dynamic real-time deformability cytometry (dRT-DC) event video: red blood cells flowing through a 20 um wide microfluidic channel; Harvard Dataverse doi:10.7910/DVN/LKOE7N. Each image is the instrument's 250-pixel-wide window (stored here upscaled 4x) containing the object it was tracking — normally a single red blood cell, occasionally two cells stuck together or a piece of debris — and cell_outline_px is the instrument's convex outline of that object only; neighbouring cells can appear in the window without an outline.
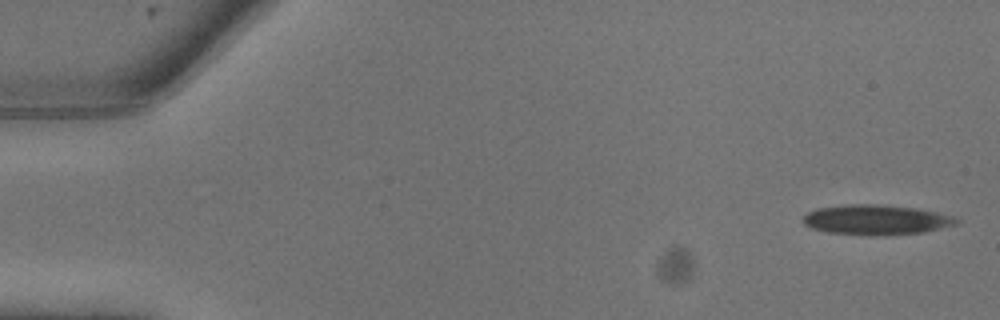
{"species": "common noctule bat (a hibernating species)", "species_latin": "Nyctalus noctula", "temperature_condition": "warm", "stored_images_in_passage": 10, "camera_frame_rate_fps": 3000, "um_per_image_px": 0.085, "animal": {"sex": "male", "body_mass_g": 13.3}, "frame": {"image": 1, "passage_image": 1, "time_ms": 0.0, "image_size_px": [1000, 320], "cell_outline_px": [[960, 224], [924, 232], [884, 236], [872, 236], [828, 232], [812, 228], [804, 224], [800, 220], [808, 212], [816, 208], [848, 204], [880, 204], [916, 208], [936, 212], [952, 216], [960, 220]], "centroid_in_image_um": [74.48, 18.69], "position_along_channel_um": 10.5, "area_um2": 27.17}}
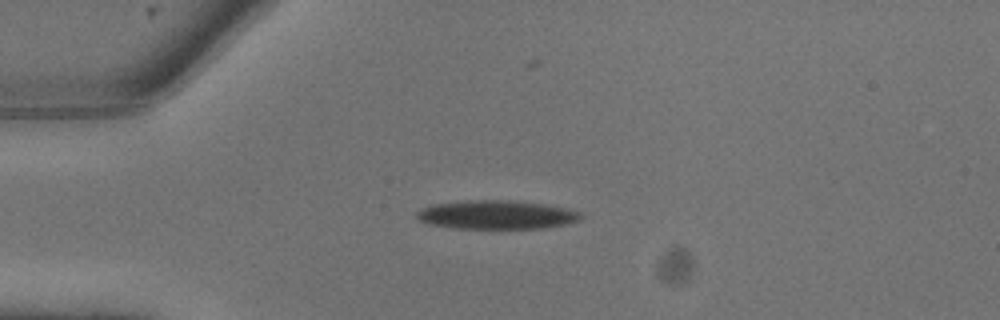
{"frame": {"image": 2, "passage_image": 6, "time_ms": 1.667, "image_size_px": [1000, 320], "cell_outline_px": [[584, 216], [580, 220], [568, 224], [544, 228], [452, 228], [428, 224], [420, 220], [416, 216], [416, 212], [420, 208], [436, 204], [476, 200], [500, 200], [544, 204], [568, 208], [580, 212]], "centroid_in_image_um": [42.24, 18.26], "position_along_channel_um": 42.8, "area_um2": 27.34}}
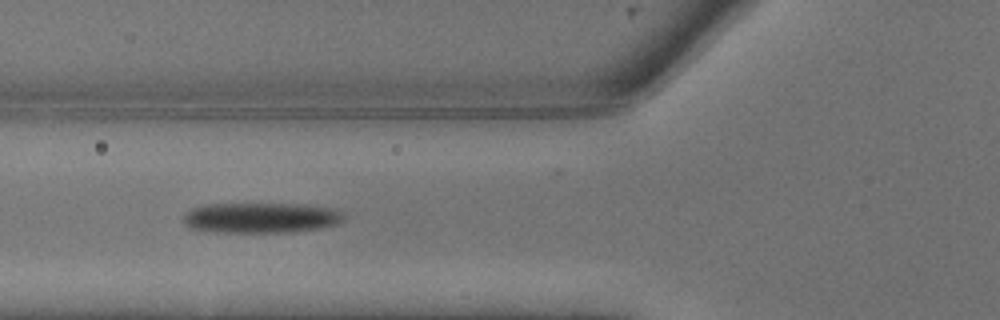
{"frame": {"image": 3, "passage_image": 9, "time_ms": 2.667, "image_size_px": [1000, 320], "cell_outline_px": [[344, 216], [336, 224], [316, 228], [280, 232], [216, 232], [188, 228], [184, 224], [184, 212], [192, 208], [208, 204], [308, 204], [340, 208], [344, 212]], "centroid_in_image_um": [22.17, 18.49], "position_along_channel_um": 103.6, "area_um2": 28.5}}